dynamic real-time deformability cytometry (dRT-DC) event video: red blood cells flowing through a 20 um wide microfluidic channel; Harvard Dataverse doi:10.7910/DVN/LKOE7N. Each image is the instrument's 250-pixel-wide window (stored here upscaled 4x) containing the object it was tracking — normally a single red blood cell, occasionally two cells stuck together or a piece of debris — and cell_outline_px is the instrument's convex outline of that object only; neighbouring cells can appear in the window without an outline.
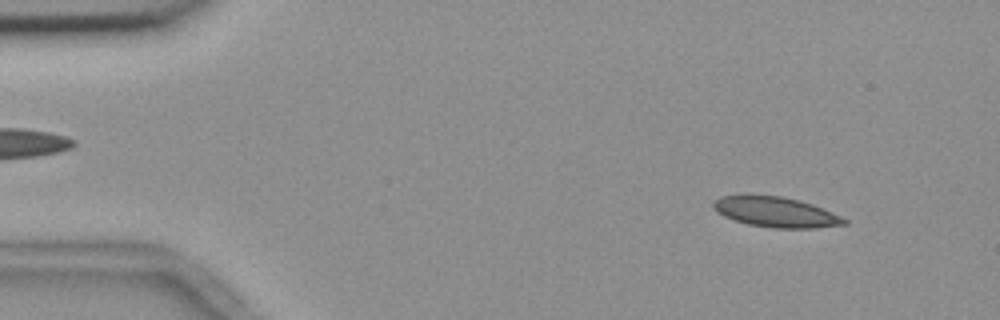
{"species": "common noctule bat (a hibernating species)", "species_latin": "Nyctalus noctula", "temperature_condition": "room temperature", "stored_images_in_passage": 54, "camera_frame_rate_fps": 3000, "um_per_image_px": 0.085, "animal": {"sex": "female", "body_mass_g": 18.4}, "frame": {"image": 1, "passage_image": 5, "time_ms": 1.333, "image_size_px": [1000, 320], "cell_outline_px": [[848, 224], [816, 228], [776, 228], [748, 224], [724, 216], [716, 212], [712, 208], [712, 204], [720, 196], [744, 192], [748, 192], [780, 196], [800, 200], [812, 204], [832, 212], [848, 220]], "centroid_in_image_um": [65.88, 17.98], "position_along_channel_um": 19.1, "area_um2": 23.7}}
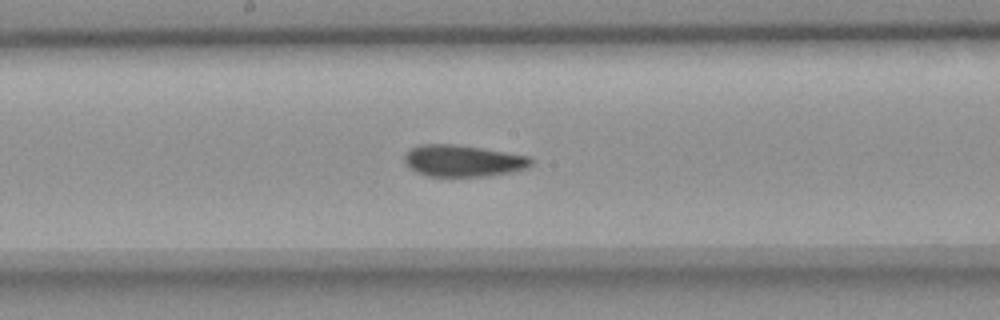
{"frame": {"image": 2, "passage_image": 28, "time_ms": 9.0, "image_size_px": [1000, 320], "cell_outline_px": [[532, 164], [528, 168], [512, 172], [488, 176], [428, 176], [416, 172], [408, 168], [404, 164], [404, 156], [412, 148], [420, 144], [456, 144], [532, 156]], "centroid_in_image_um": [39.37, 13.67], "position_along_channel_um": 208.8, "area_um2": 23.58}}
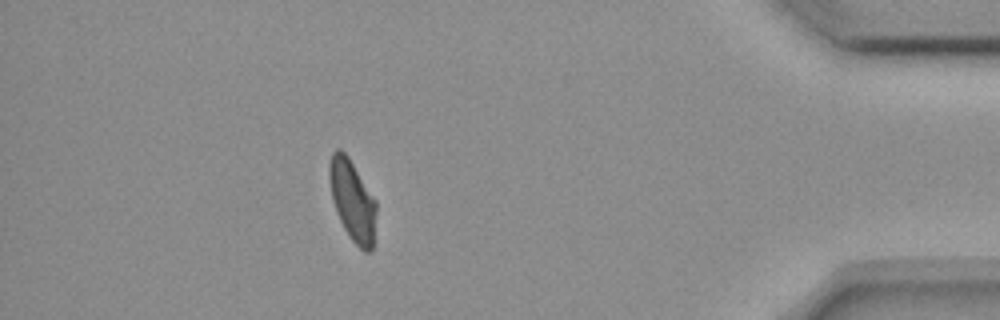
{"frame": {"image": 3, "passage_image": 48, "time_ms": 15.667, "image_size_px": [1000, 320], "cell_outline_px": [[376, 212], [372, 248], [368, 252], [364, 252], [352, 240], [344, 228], [336, 212], [332, 200], [328, 176], [328, 164], [332, 152], [336, 148], [340, 148], [348, 156], [376, 200]], "centroid_in_image_um": [29.93, 16.99], "position_along_channel_um": 405.3, "area_um2": 22.14}, "authors_computed_cell_mechanics": {"area_um2": 23.4379, "velocity_mm_per_s": 3.6726, "shape_relaxation_time_tau1_ms": 9.7229, "shape_relaxation_time_tau2_ms": 1.818, "deformation_change_tau1": 0.1803, "deformation_change_tau2": 0.0754}}